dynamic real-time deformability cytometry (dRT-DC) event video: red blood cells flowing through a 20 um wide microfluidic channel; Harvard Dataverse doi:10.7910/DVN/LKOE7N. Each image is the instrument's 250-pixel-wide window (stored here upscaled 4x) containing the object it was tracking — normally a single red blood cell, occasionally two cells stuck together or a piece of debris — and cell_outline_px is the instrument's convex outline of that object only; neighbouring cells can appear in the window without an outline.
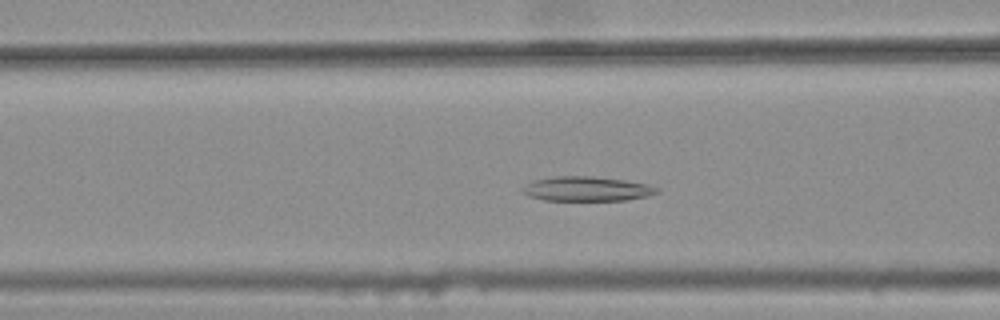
{"species": "common noctule bat (a hibernating species)", "species_latin": "Nyctalus noctula", "temperature_condition": "warm", "stored_images_in_passage": 39, "camera_frame_rate_fps": 3000, "um_per_image_px": 0.085, "animal": {"sex": "female", "body_mass_g": 25.1}, "frame": {"image": 1, "passage_image": 16, "time_ms": 5.0, "image_size_px": [1000, 320], "cell_outline_px": [[660, 192], [648, 196], [624, 200], [544, 200], [528, 196], [524, 192], [524, 188], [528, 184], [536, 180], [552, 176], [592, 176], [624, 180], [648, 184], [656, 188]], "centroid_in_image_um": [49.91, 16.05], "position_along_channel_um": 116.7, "area_um2": 18.96}}
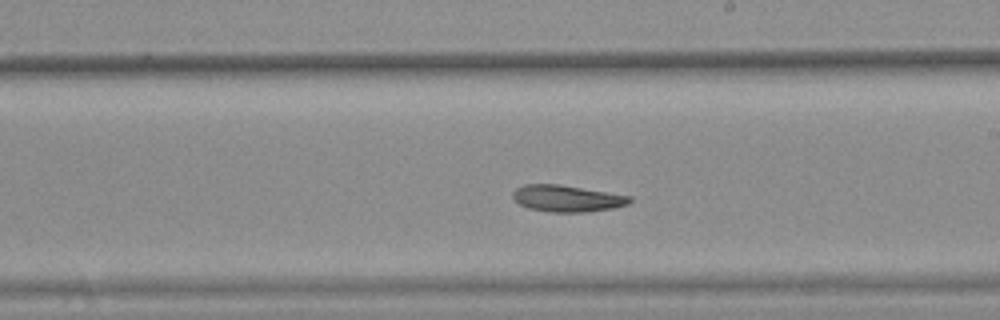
{"frame": {"image": 2, "passage_image": 26, "time_ms": 8.333, "image_size_px": [1000, 320], "cell_outline_px": [[632, 200], [628, 204], [612, 208], [584, 212], [548, 212], [528, 208], [520, 204], [512, 196], [512, 192], [516, 188], [524, 184], [560, 184], [632, 196]], "centroid_in_image_um": [48.19, 16.86], "position_along_channel_um": 240.8, "area_um2": 18.15}}
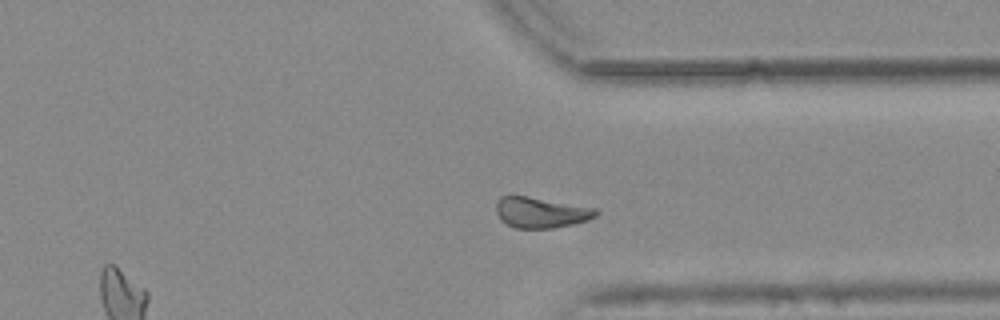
{"frame": {"image": 3, "passage_image": 36, "time_ms": 11.667, "image_size_px": [1000, 320], "cell_outline_px": [[600, 212], [596, 216], [588, 220], [572, 224], [552, 228], [512, 228], [500, 220], [496, 212], [496, 204], [500, 196], [528, 196], [596, 208]], "centroid_in_image_um": [45.96, 18.06], "position_along_channel_um": 365.4, "area_um2": 17.92}}